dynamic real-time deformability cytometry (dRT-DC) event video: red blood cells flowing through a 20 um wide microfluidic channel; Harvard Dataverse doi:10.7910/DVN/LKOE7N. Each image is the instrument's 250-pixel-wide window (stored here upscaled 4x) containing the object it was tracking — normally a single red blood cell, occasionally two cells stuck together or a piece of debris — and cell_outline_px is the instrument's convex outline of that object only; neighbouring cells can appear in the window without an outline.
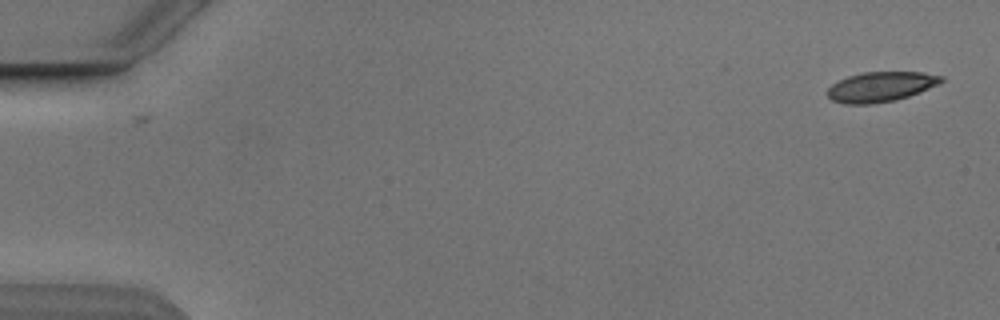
{"species": "Egyptian fruit bat (a non-hibernating species)", "species_latin": "Rousettus aegyptiacus", "temperature_condition": "cold", "stored_images_in_passage": 5, "camera_frame_rate_fps": 3000, "um_per_image_px": 0.085, "animal": {"sex": "male"}, "frame": {"image": 1, "passage_image": 1, "time_ms": 0.0, "image_size_px": [1000, 320], "cell_outline_px": [[944, 80], [928, 88], [908, 96], [896, 100], [872, 104], [844, 104], [832, 100], [828, 96], [828, 88], [832, 84], [848, 76], [864, 72], [924, 72], [944, 76]], "centroid_in_image_um": [74.85, 7.37], "position_along_channel_um": 10.1, "area_um2": 19.71}}
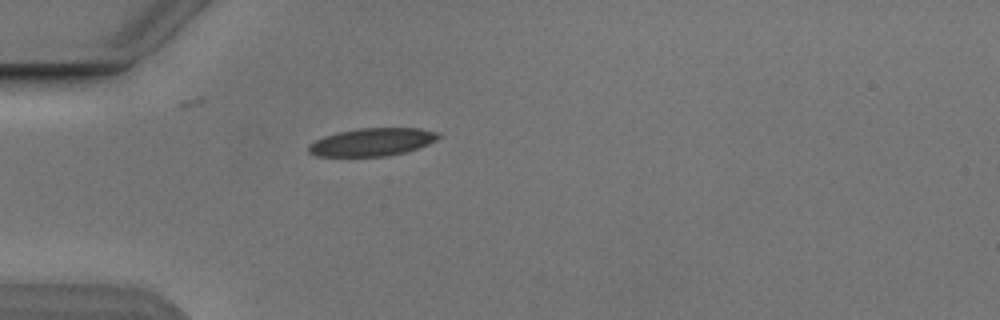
{"frame": {"image": 2, "passage_image": 5, "time_ms": 4.667, "image_size_px": [1000, 320], "cell_outline_px": [[440, 136], [436, 140], [428, 144], [404, 152], [388, 156], [316, 156], [308, 152], [308, 144], [324, 136], [340, 132], [360, 128], [420, 128], [436, 132]], "centroid_in_image_um": [31.61, 12.07], "position_along_channel_um": 53.4, "area_um2": 20.87}}